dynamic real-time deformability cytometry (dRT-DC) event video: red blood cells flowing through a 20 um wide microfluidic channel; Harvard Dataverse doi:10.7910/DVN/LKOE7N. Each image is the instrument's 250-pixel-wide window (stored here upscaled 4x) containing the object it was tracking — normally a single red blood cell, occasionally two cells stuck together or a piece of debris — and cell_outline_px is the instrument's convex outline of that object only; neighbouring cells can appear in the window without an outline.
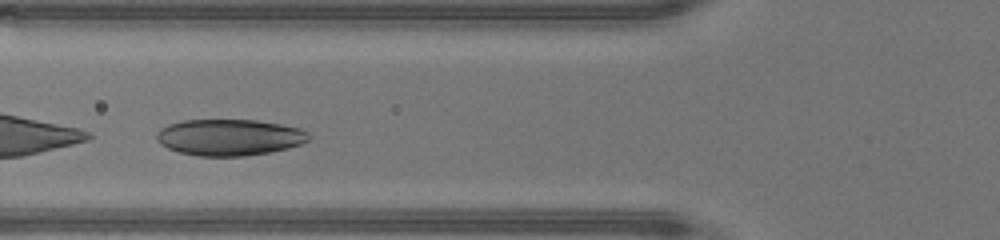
{"species": "human", "species_latin": "Homo sapiens", "temperature_condition": "warm", "stored_images_in_passage": 32, "camera_frame_rate_fps": 3000, "um_per_image_px": 0.085, "donor": {"sex": "male"}, "frame": {"image": 1, "passage_image": 10, "time_ms": 3.0, "image_size_px": [1000, 240], "cell_outline_px": [[312, 136], [308, 140], [300, 144], [288, 148], [268, 152], [244, 156], [200, 156], [180, 152], [168, 148], [160, 144], [156, 140], [156, 132], [160, 128], [168, 124], [184, 120], [256, 120], [280, 124], [300, 128], [308, 132]], "centroid_in_image_um": [19.49, 11.67], "position_along_channel_um": 106.3, "area_um2": 32.31}}
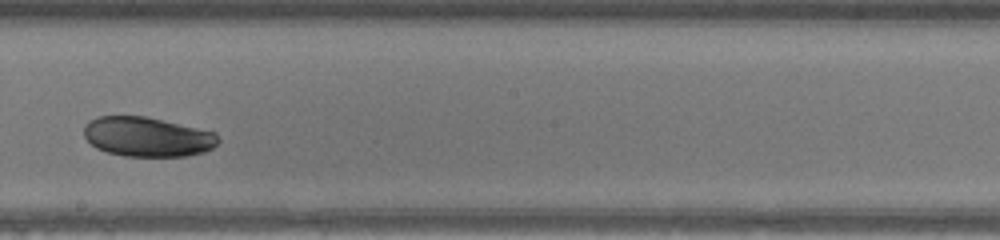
{"frame": {"image": 2, "passage_image": 19, "time_ms": 6.0, "image_size_px": [1000, 240], "cell_outline_px": [[220, 140], [212, 148], [204, 152], [184, 156], [124, 156], [108, 152], [96, 148], [84, 136], [84, 124], [88, 120], [96, 116], [148, 116], [216, 132]], "centroid_in_image_um": [12.52, 11.61], "position_along_channel_um": 235.7, "area_um2": 31.21}}
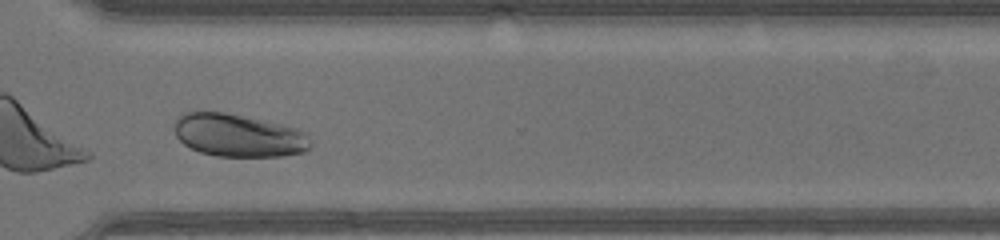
{"frame": {"image": 3, "passage_image": 27, "time_ms": 8.667, "image_size_px": [1000, 240], "cell_outline_px": [[312, 148], [304, 152], [280, 156], [216, 156], [200, 152], [184, 144], [176, 136], [176, 120], [180, 116], [188, 112], [224, 112], [296, 128], [304, 132], [312, 140]], "centroid_in_image_um": [20.31, 11.53], "position_along_channel_um": 350.3, "area_um2": 33.58}, "authors_computed_cell_mechanics": {"area_um2": 32.7148, "velocity_mm_per_s": 4.3049, "shape_relaxation_time_tau1_ms": 2.7799, "shape_relaxation_time_tau2_ms": 1.8053, "deformation_change_tau1": 0.0829, "deformation_change_tau2": 0.0165}}